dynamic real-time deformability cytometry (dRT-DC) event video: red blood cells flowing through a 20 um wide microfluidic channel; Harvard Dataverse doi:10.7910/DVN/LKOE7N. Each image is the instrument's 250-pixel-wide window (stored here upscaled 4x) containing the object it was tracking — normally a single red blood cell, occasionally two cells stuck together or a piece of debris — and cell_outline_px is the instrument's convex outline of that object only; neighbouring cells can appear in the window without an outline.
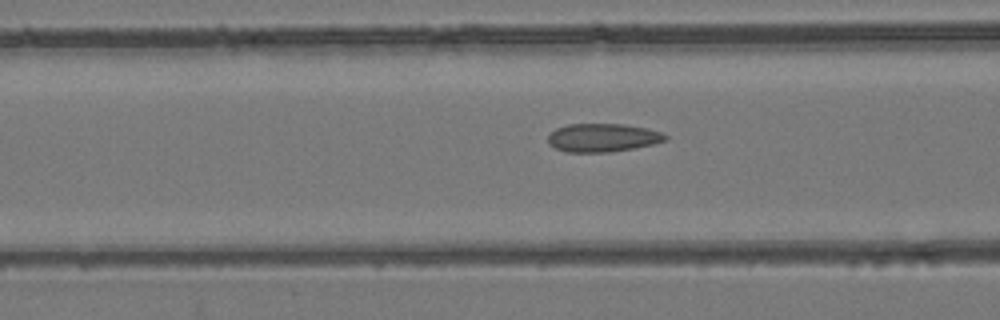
{"species": "common noctule bat (a hibernating species)", "species_latin": "Nyctalus noctula", "temperature_condition": "room temperature", "stored_images_in_passage": 40, "camera_frame_rate_fps": 3000, "um_per_image_px": 0.085, "animal": {"sex": "female", "body_mass_g": 24.6, "forearm_length_mm": 56.2}, "frame": {"image": 1, "passage_image": 8, "time_ms": 2.333, "image_size_px": [1000, 320], "cell_outline_px": [[668, 140], [652, 144], [632, 148], [608, 152], [564, 152], [548, 144], [548, 132], [556, 128], [568, 124], [624, 124], [648, 128], [660, 132], [668, 136]], "centroid_in_image_um": [51.19, 11.69], "position_along_channel_um": 115.4, "area_um2": 19.48}}
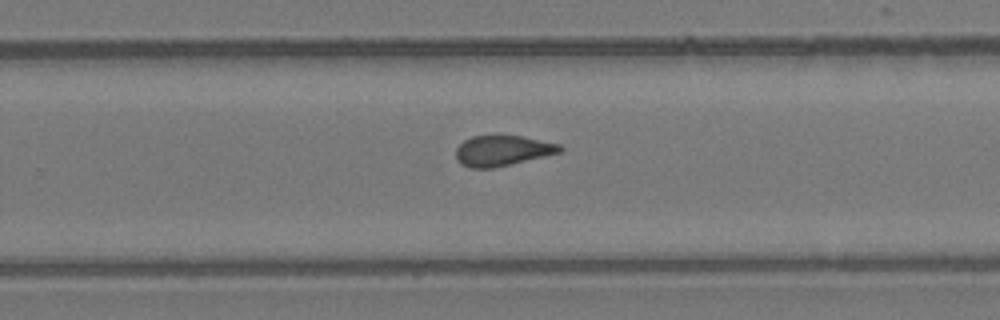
{"frame": {"image": 2, "passage_image": 21, "time_ms": 6.667, "image_size_px": [1000, 320], "cell_outline_px": [[564, 148], [560, 152], [544, 156], [492, 168], [468, 168], [460, 164], [456, 160], [456, 148], [464, 140], [472, 136], [520, 136], [560, 144]], "centroid_in_image_um": [42.66, 12.81], "position_along_channel_um": 287.1, "area_um2": 18.26}}
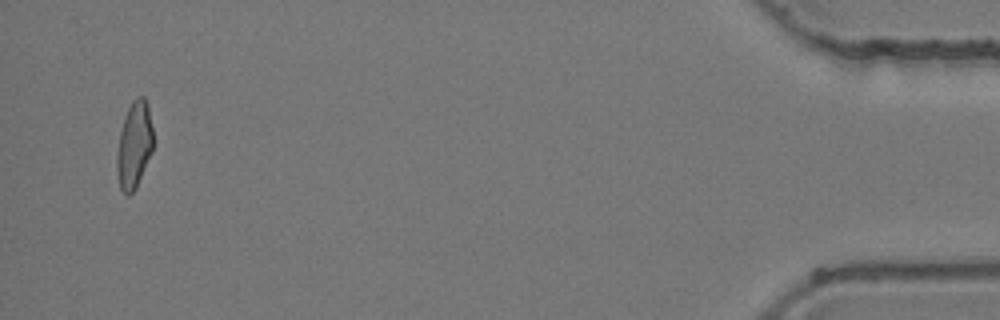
{"frame": {"image": 3, "passage_image": 38, "time_ms": 12.333, "image_size_px": [1000, 320], "cell_outline_px": [[152, 152], [136, 188], [128, 196], [120, 188], [116, 168], [116, 156], [120, 132], [124, 116], [132, 100], [136, 96], [144, 96], [148, 104], [152, 128]], "centroid_in_image_um": [11.4, 12.3], "position_along_channel_um": 423.8, "area_um2": 18.38}}